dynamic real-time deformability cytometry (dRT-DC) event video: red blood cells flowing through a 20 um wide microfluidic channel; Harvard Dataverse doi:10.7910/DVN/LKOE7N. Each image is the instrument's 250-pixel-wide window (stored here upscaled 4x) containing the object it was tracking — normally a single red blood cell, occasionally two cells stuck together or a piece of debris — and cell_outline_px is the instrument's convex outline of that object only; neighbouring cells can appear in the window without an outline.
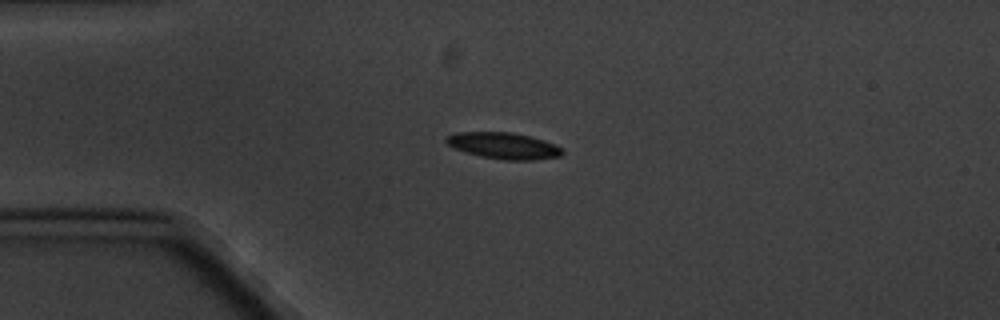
{"species": "common noctule bat (a hibernating species)", "species_latin": "Nyctalus noctula", "temperature_condition": "cold", "stored_images_in_passage": 4, "camera_frame_rate_fps": 3000, "um_per_image_px": 0.085, "animal": {"sex": "male", "body_mass_g": 20.1, "forearm_length_mm": 53.5}, "frame": {"image": 1, "passage_image": 4, "time_ms": 3.333, "image_size_px": [1000, 320], "cell_outline_px": [[564, 152], [560, 156], [532, 160], [504, 160], [480, 156], [456, 148], [448, 144], [444, 140], [448, 136], [456, 132], [512, 132], [544, 140], [560, 148]], "centroid_in_image_um": [42.81, 12.38], "position_along_channel_um": 42.2, "area_um2": 17.51}}